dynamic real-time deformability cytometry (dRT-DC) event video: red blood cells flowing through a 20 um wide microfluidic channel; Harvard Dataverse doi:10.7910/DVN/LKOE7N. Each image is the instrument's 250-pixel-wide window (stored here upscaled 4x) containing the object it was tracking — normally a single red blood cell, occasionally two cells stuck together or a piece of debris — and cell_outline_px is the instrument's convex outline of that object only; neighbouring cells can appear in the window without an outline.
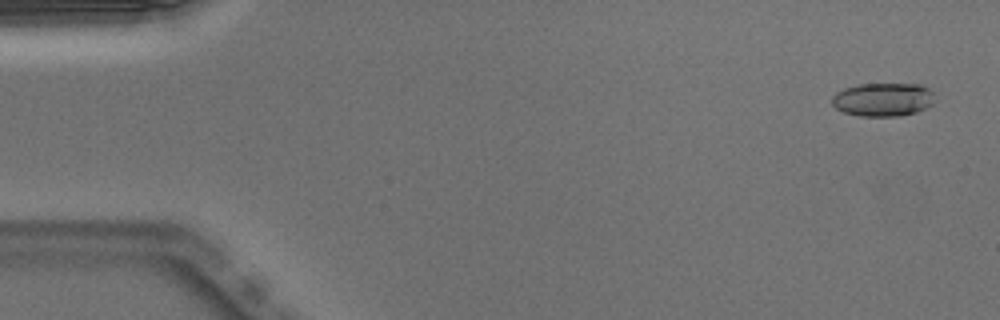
{"species": "Egyptian fruit bat (a non-hibernating species)", "species_latin": "Rousettus aegyptiacus", "temperature_condition": "warm", "stored_images_in_passage": 51, "camera_frame_rate_fps": 3000, "um_per_image_px": 0.085, "animal": {"sex": "male"}, "frame": {"image": 1, "passage_image": 3, "time_ms": 0.667, "image_size_px": [1000, 320], "cell_outline_px": [[932, 104], [916, 112], [900, 116], [860, 116], [844, 112], [836, 108], [832, 104], [832, 96], [836, 92], [844, 88], [860, 84], [920, 84], [928, 88], [932, 92]], "centroid_in_image_um": [75.02, 8.46], "position_along_channel_um": 10.0, "area_um2": 19.94}}
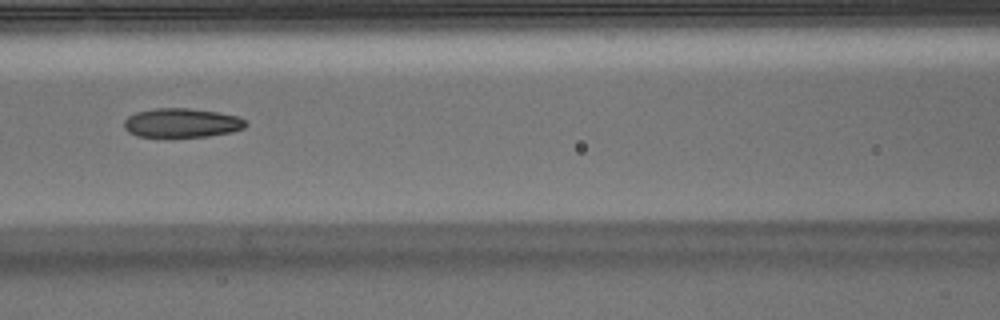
{"frame": {"image": 2, "passage_image": 23, "time_ms": 7.333, "image_size_px": [1000, 320], "cell_outline_px": [[248, 124], [244, 128], [232, 132], [208, 136], [168, 140], [136, 136], [128, 132], [124, 128], [124, 120], [128, 116], [136, 112], [156, 108], [188, 108], [216, 112], [236, 116], [244, 120]], "centroid_in_image_um": [15.38, 10.5], "position_along_channel_um": 151.2, "area_um2": 21.5}}
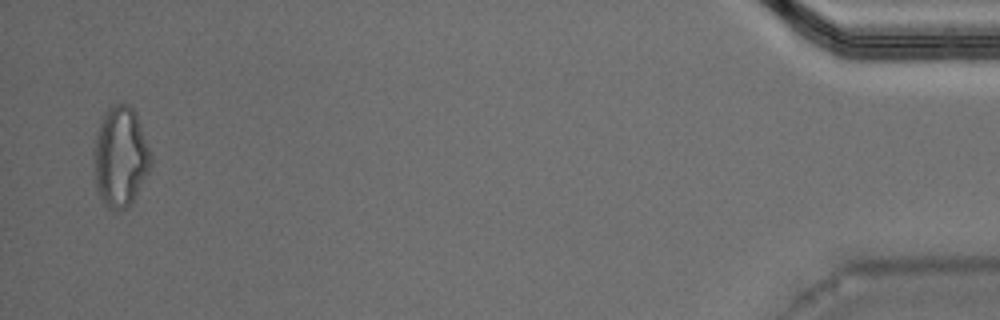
{"frame": {"image": 3, "passage_image": 50, "time_ms": 16.333, "image_size_px": [1000, 320], "cell_outline_px": [[152, 164], [132, 204], [116, 212], [108, 208], [104, 204], [96, 192], [92, 156], [92, 148], [96, 132], [100, 120], [104, 112], [112, 104], [128, 104], [136, 112], [152, 156]], "centroid_in_image_um": [10.2, 13.34], "position_along_channel_um": 425.0, "area_um2": 34.16}, "authors_computed_cell_mechanics": {"area_um2": 20.9814, "velocity_mm_per_s": 4.0024, "shape_relaxation_time_tau1_ms": null, "shape_relaxation_time_tau2_ms": 3.1449, "deformation_change_tau1": null, "deformation_change_tau2": 0.1024}}